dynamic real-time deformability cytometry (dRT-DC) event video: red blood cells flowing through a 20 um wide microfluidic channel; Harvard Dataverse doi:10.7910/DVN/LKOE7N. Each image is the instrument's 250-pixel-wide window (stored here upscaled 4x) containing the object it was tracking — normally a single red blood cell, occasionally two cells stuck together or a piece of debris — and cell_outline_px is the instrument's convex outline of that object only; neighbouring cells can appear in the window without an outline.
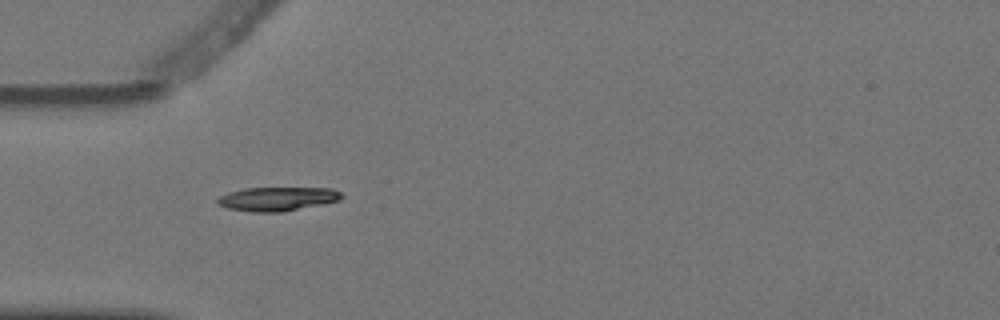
{"species": "Egyptian fruit bat (a non-hibernating species)", "species_latin": "Rousettus aegyptiacus", "temperature_condition": "warm", "stored_images_in_passage": 8, "camera_frame_rate_fps": 3000, "um_per_image_px": 0.085, "animal": {"sex": "female"}, "frame": {"image": 1, "passage_image": 6, "time_ms": 1.667, "image_size_px": [1000, 320], "cell_outline_px": [[344, 196], [340, 200], [284, 212], [252, 212], [228, 208], [220, 204], [216, 200], [220, 196], [228, 192], [244, 188], [332, 188], [340, 192]], "centroid_in_image_um": [23.59, 16.9], "position_along_channel_um": 61.4, "area_um2": 17.22}}
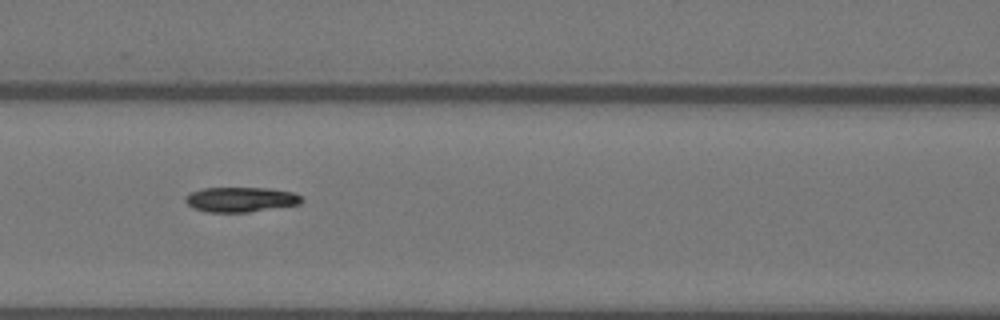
{"frame": {"image": 2, "passage_image": 8, "time_ms": 2.333, "image_size_px": [1000, 320], "cell_outline_px": [[304, 200], [300, 204], [248, 212], [204, 212], [192, 208], [184, 200], [184, 196], [192, 192], [204, 188], [268, 188], [292, 192], [300, 196]], "centroid_in_image_um": [20.43, 16.96], "position_along_channel_um": 146.2, "area_um2": 16.88}}